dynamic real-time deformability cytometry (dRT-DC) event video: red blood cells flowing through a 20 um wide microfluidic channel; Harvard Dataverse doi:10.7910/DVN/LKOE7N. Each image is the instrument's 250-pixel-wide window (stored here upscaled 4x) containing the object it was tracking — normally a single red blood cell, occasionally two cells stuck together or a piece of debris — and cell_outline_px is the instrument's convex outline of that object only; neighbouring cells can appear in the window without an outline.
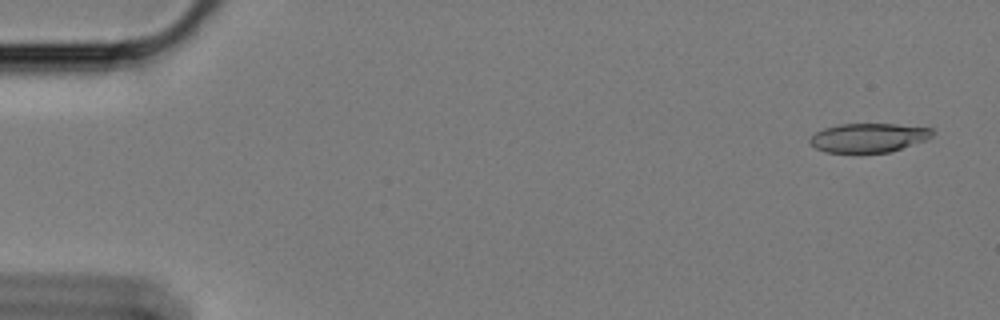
{"species": "Egyptian fruit bat (a non-hibernating species)", "species_latin": "Rousettus aegyptiacus", "temperature_condition": "cold", "stored_images_in_passage": 14, "camera_frame_rate_fps": 3000, "um_per_image_px": 0.085, "animal": {"sex": "female"}, "frame": {"image": 1, "passage_image": 3, "time_ms": 0.667, "image_size_px": [1000, 320], "cell_outline_px": [[936, 132], [928, 140], [888, 152], [824, 152], [816, 148], [808, 140], [816, 132], [824, 128], [840, 124], [896, 124], [932, 128]], "centroid_in_image_um": [73.87, 11.7], "position_along_channel_um": 11.1, "area_um2": 20.69}}